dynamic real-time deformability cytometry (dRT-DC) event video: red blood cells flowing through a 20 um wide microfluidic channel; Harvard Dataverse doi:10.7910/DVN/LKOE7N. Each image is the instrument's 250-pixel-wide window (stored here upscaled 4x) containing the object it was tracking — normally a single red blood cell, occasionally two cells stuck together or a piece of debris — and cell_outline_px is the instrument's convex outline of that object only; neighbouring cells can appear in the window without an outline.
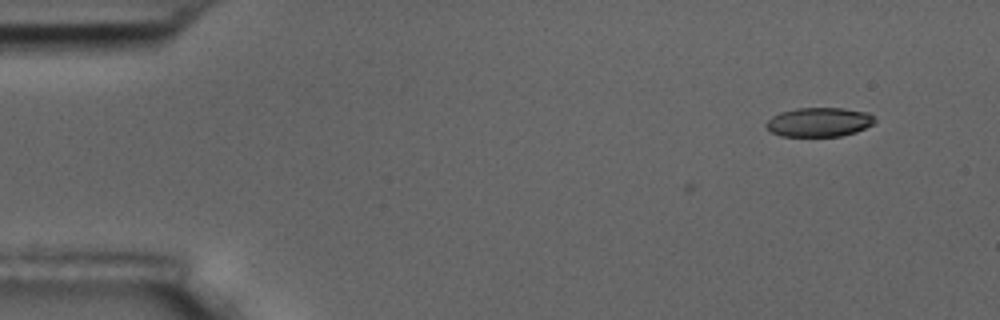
{"species": "common noctule bat (a hibernating species)", "species_latin": "Nyctalus noctula", "temperature_condition": "room temperature", "stored_images_in_passage": 2, "camera_frame_rate_fps": 3000, "um_per_image_px": 0.085, "animal": {"sex": "male", "body_mass_g": 17.5, "forearm_length_mm": 52.3}, "frame": {"image": 1, "passage_image": 2, "time_ms": 0.333, "image_size_px": [1000, 320], "cell_outline_px": [[876, 124], [856, 132], [840, 136], [780, 136], [772, 132], [764, 124], [772, 116], [780, 112], [796, 108], [844, 108], [868, 112], [876, 120]], "centroid_in_image_um": [69.65, 10.37], "position_along_channel_um": 15.4, "area_um2": 18.61}}